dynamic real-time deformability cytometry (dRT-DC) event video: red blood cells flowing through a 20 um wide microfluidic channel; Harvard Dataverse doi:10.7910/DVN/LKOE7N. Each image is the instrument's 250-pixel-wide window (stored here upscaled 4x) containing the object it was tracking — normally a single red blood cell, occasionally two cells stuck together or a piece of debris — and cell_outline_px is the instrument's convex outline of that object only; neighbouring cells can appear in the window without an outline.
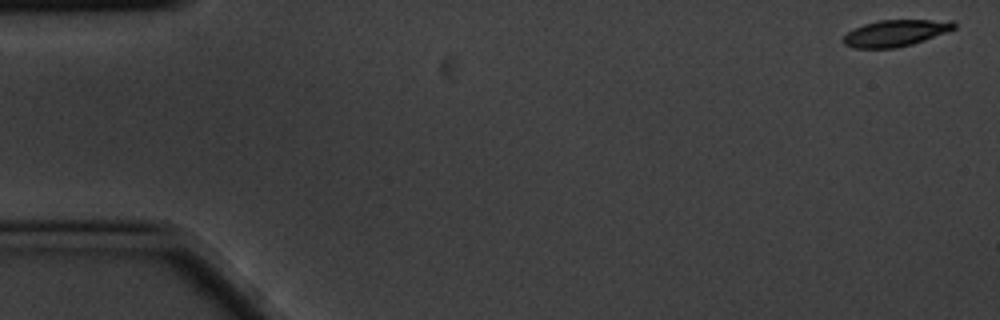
{"species": "common noctule bat (a hibernating species)", "species_latin": "Nyctalus noctula", "temperature_condition": "cold", "stored_images_in_passage": 6, "segment_of_instrument_passage": [1, 2], "camera_frame_rate_fps": 3000, "um_per_image_px": 0.085, "animal": {"sex": "male", "body_mass_g": 20.1, "forearm_length_mm": 53.5}, "frame": {"image": 1, "passage_image": 1, "time_ms": 0.0, "image_size_px": [1000, 320], "cell_outline_px": [[956, 28], [924, 40], [912, 44], [896, 48], [852, 48], [844, 44], [840, 40], [848, 32], [864, 24], [880, 20], [952, 20], [956, 24]], "centroid_in_image_um": [76.1, 2.81], "position_along_channel_um": 8.9, "area_um2": 17.05}}
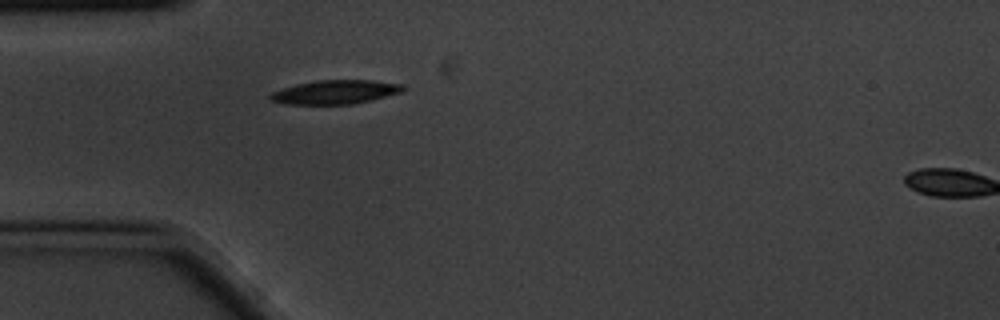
{"frame": {"image": 2, "passage_image": 5, "time_ms": 1.333, "image_size_px": [1000, 320], "cell_outline_px": [[404, 88], [400, 92], [372, 100], [352, 104], [284, 104], [268, 100], [268, 96], [272, 92], [296, 84], [316, 80], [376, 80], [404, 84]], "centroid_in_image_um": [28.48, 7.82], "position_along_channel_um": 56.5, "area_um2": 18.55}}